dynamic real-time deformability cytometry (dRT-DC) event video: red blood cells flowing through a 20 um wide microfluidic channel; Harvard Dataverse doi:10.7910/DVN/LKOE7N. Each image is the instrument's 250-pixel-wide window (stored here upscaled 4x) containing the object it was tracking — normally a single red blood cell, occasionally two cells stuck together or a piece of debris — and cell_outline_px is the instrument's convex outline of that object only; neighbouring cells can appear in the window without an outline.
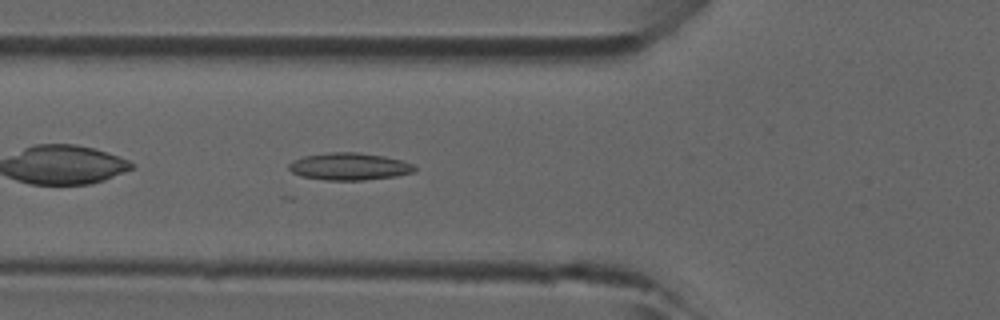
{"species": "common noctule bat (a hibernating species)", "species_latin": "Nyctalus noctula", "temperature_condition": "room temperature", "stored_images_in_passage": 45, "camera_frame_rate_fps": 3000, "um_per_image_px": 0.085, "animal": {"sex": "male", "forearm_length_mm": 52.5}, "frame": {"image": 1, "passage_image": 17, "time_ms": 5.333, "image_size_px": [1000, 320], "cell_outline_px": [[416, 172], [396, 176], [364, 180], [324, 180], [304, 176], [292, 172], [288, 168], [288, 164], [292, 160], [304, 156], [328, 152], [360, 152], [384, 156], [400, 160], [412, 164], [416, 168]], "centroid_in_image_um": [29.69, 14.14], "position_along_channel_um": 96.1, "area_um2": 20.0}}